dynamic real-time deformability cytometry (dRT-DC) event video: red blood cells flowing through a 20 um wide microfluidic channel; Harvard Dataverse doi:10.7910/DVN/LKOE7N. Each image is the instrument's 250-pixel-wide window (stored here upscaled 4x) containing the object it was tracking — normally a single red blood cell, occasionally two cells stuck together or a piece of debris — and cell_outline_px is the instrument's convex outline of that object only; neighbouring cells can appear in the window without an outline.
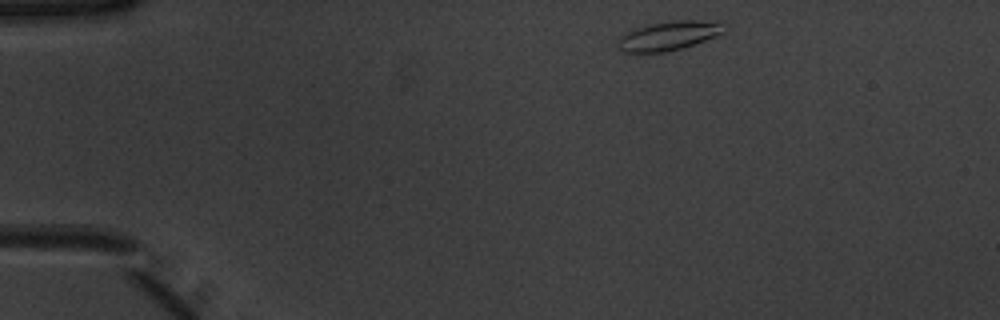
{"species": "common noctule bat (a hibernating species)", "species_latin": "Nyctalus noctula", "temperature_condition": "warm", "stored_images_in_passage": 44, "camera_frame_rate_fps": 3000, "um_per_image_px": 0.085, "animal": {"sex": "male", "body_mass_g": 20.1, "forearm_length_mm": 53.5}, "frame": {"image": 1, "passage_image": 1, "time_ms": 0.0, "image_size_px": [1000, 320], "cell_outline_px": [[728, 24], [724, 32], [704, 40], [680, 48], [664, 52], [624, 52], [616, 48], [616, 44], [620, 36], [628, 32], [652, 24], [676, 20], [720, 20]], "centroid_in_image_um": [56.9, 3.02], "position_along_channel_um": 28.1, "area_um2": 17.92}}
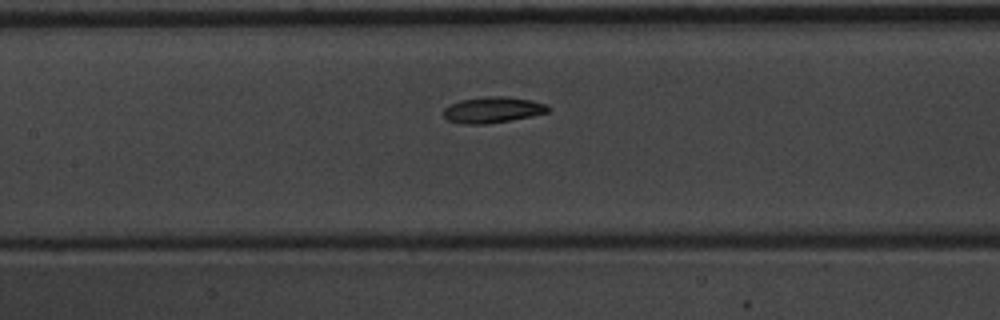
{"frame": {"image": 2, "passage_image": 17, "time_ms": 5.333, "image_size_px": [1000, 320], "cell_outline_px": [[552, 108], [548, 112], [532, 116], [488, 124], [460, 124], [448, 120], [444, 116], [444, 108], [448, 104], [460, 100], [488, 96], [508, 96], [532, 100], [544, 104]], "centroid_in_image_um": [41.87, 9.33], "position_along_channel_um": 165.5, "area_um2": 16.01}}
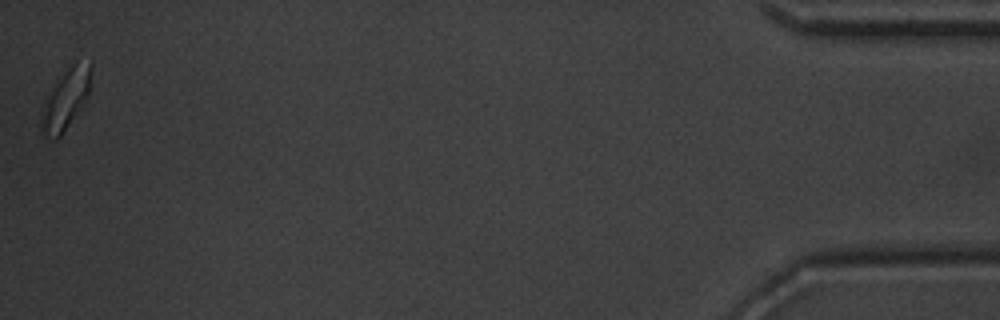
{"frame": {"image": 3, "passage_image": 44, "time_ms": 14.333, "image_size_px": [1000, 320], "cell_outline_px": [[92, 68], [88, 92], [80, 108], [60, 136], [56, 140], [52, 140], [44, 132], [40, 112], [44, 96], [64, 72], [76, 60], [92, 60]], "centroid_in_image_um": [5.58, 8.35], "position_along_channel_um": 429.6, "area_um2": 17.34}, "authors_computed_cell_mechanics": {"area_um2": 15.5482, "velocity_mm_per_s": 3.9102, "shape_relaxation_time_tau1_ms": 2.1799, "shape_relaxation_time_tau2_ms": 2.9681, "deformation_change_tau1": 0.1305, "deformation_change_tau2": 0.0859}}